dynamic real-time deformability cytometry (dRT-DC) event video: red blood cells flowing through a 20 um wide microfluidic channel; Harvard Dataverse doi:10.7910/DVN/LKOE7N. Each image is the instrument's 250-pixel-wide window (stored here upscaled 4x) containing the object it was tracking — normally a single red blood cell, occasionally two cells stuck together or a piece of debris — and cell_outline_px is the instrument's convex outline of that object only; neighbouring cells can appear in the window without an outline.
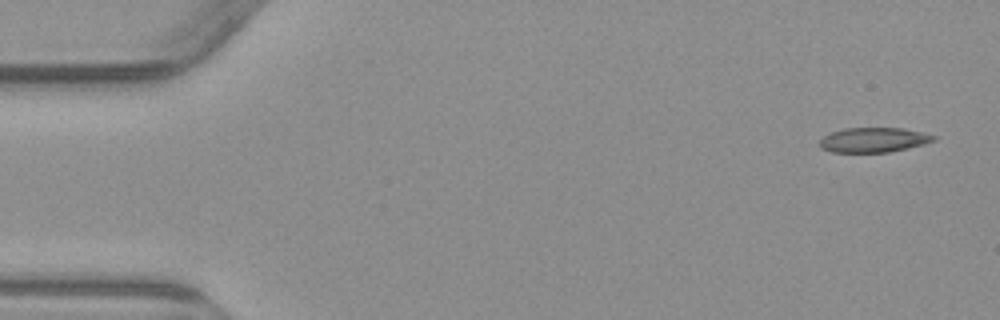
{"species": "common noctule bat (a hibernating species)", "species_latin": "Nyctalus noctula", "temperature_condition": "warm", "stored_images_in_passage": 5, "camera_frame_rate_fps": 3000, "um_per_image_px": 0.085, "animal": {"sex": "male", "body_mass_g": 23.1, "forearm_length_mm": 52.7}, "frame": {"image": 1, "passage_image": 1, "time_ms": 0.0, "image_size_px": [1000, 320], "cell_outline_px": [[936, 140], [924, 144], [908, 148], [888, 152], [832, 152], [820, 148], [820, 140], [824, 136], [832, 132], [844, 128], [904, 128], [936, 136]], "centroid_in_image_um": [74.25, 11.89], "position_along_channel_um": 10.7, "area_um2": 16.36}}
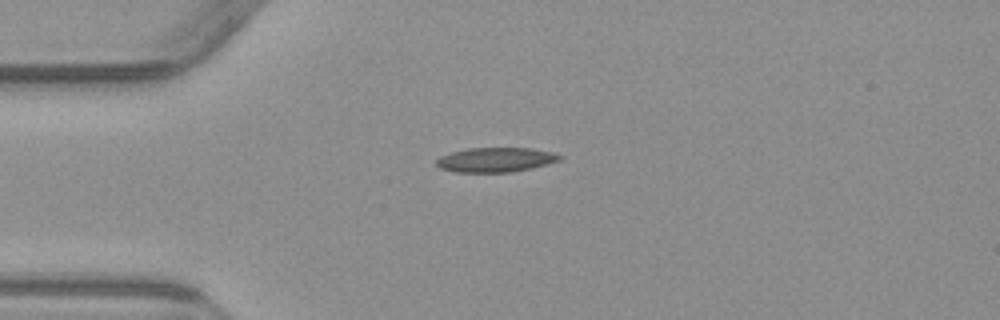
{"frame": {"image": 2, "passage_image": 4, "time_ms": 3.667, "image_size_px": [1000, 320], "cell_outline_px": [[564, 156], [560, 160], [548, 164], [532, 168], [512, 172], [456, 172], [440, 168], [436, 164], [436, 160], [440, 156], [452, 152], [468, 148], [532, 148], [552, 152]], "centroid_in_image_um": [42.15, 13.58], "position_along_channel_um": 42.8, "area_um2": 17.69}}